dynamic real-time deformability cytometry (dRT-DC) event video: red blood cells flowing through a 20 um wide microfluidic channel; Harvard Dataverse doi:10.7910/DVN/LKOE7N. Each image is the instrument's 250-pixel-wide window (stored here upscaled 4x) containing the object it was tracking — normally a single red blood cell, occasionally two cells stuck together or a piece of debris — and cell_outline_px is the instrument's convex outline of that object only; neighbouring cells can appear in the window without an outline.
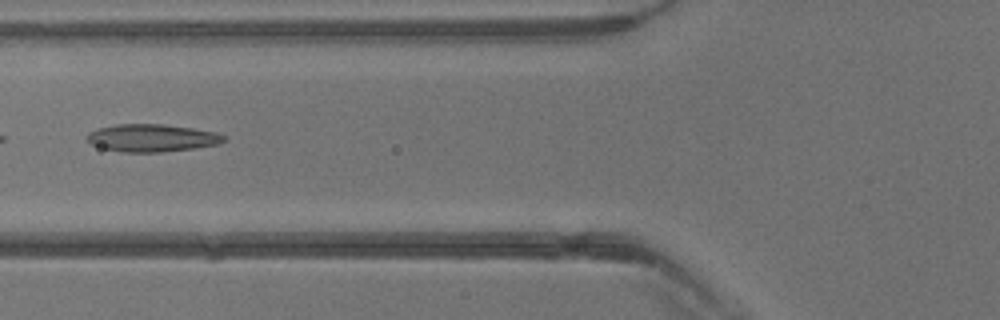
{"species": "common noctule bat (a hibernating species)", "species_latin": "Nyctalus noctula", "temperature_condition": "warm", "stored_images_in_passage": 10, "camera_frame_rate_fps": 3000, "um_per_image_px": 0.085, "animal": {"sex": "male", "body_mass_g": 13.3}, "frame": {"image": 1, "passage_image": 4, "time_ms": 1.0, "image_size_px": [1000, 320], "cell_outline_px": [[224, 140], [220, 144], [196, 148], [160, 152], [124, 152], [100, 148], [84, 140], [88, 132], [96, 128], [116, 124], [164, 124], [192, 128], [216, 132], [224, 136]], "centroid_in_image_um": [12.85, 11.72], "position_along_channel_um": 112.9, "area_um2": 22.2}}
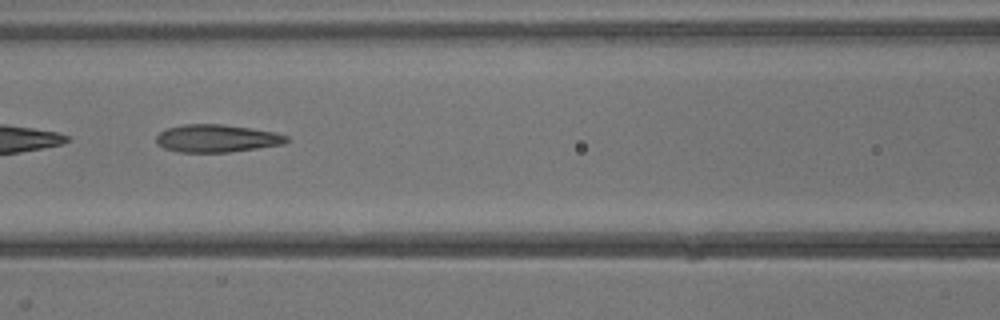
{"frame": {"image": 2, "passage_image": 6, "time_ms": 1.667, "image_size_px": [1000, 320], "cell_outline_px": [[288, 140], [284, 144], [228, 152], [176, 152], [164, 148], [156, 144], [156, 136], [160, 132], [168, 128], [184, 124], [224, 124], [252, 128], [276, 132], [288, 136]], "centroid_in_image_um": [18.41, 11.76], "position_along_channel_um": 148.2, "area_um2": 21.1}}